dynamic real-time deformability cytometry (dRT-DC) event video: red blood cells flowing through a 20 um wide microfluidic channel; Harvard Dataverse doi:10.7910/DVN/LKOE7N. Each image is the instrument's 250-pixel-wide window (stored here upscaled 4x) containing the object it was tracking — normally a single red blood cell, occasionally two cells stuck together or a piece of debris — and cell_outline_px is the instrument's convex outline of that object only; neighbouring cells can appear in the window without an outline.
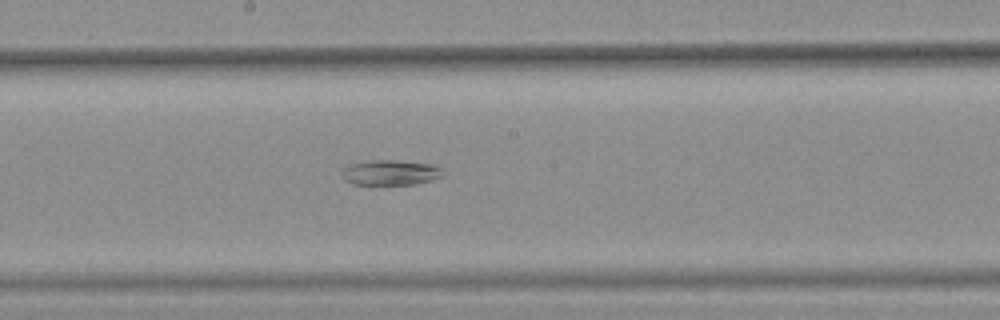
{"species": "common noctule bat (a hibernating species)", "species_latin": "Nyctalus noctula", "temperature_condition": "warm", "stored_images_in_passage": 51, "segment_of_instrument_passage": [2, 2], "camera_frame_rate_fps": 3000, "um_per_image_px": 0.085, "animal": {"sex": "female", "body_mass_g": 25.1}, "frame": {"image": 1, "passage_image": 32, "time_ms": 10.333, "image_size_px": [1000, 320], "cell_outline_px": [[444, 176], [432, 180], [416, 184], [352, 184], [344, 180], [340, 176], [340, 172], [348, 164], [368, 160], [396, 160], [432, 164], [440, 168], [444, 172]], "centroid_in_image_um": [33.15, 14.66], "position_along_channel_um": 215.0, "area_um2": 15.09}}
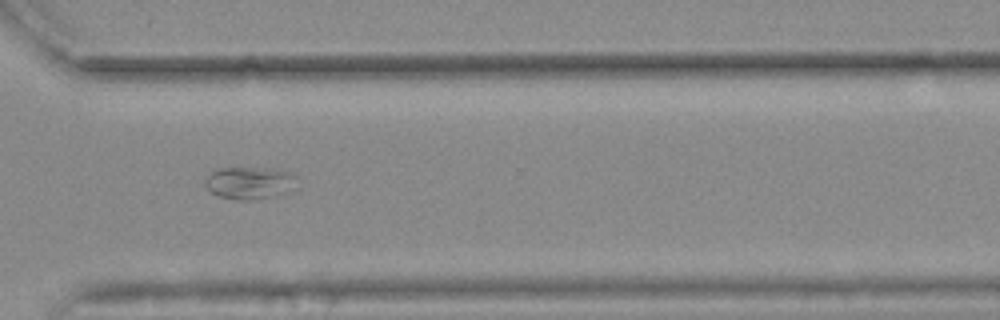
{"frame": {"image": 2, "passage_image": 43, "time_ms": 14.0, "image_size_px": [1000, 320], "cell_outline_px": [[300, 176], [288, 192], [272, 196], [248, 200], [236, 200], [216, 196], [204, 184], [204, 176], [212, 168], [276, 168], [292, 172]], "centroid_in_image_um": [21.18, 15.51], "position_along_channel_um": 349.4, "area_um2": 17.8}}
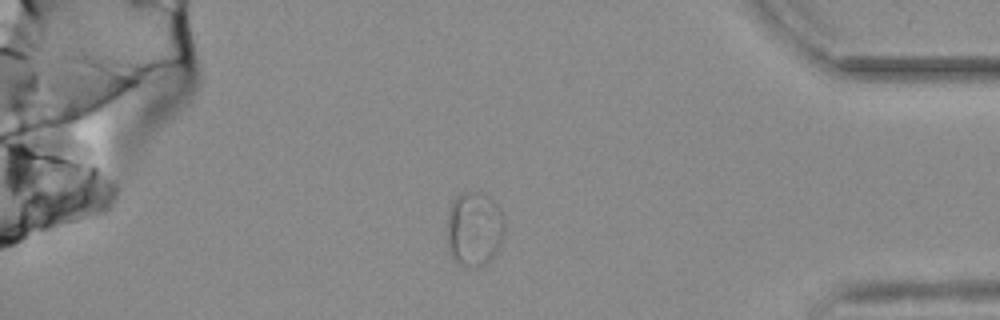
{"frame": {"image": 3, "passage_image": 49, "time_ms": 16.0, "image_size_px": [1000, 320], "cell_outline_px": [[504, 232], [500, 244], [492, 256], [488, 260], [476, 268], [468, 268], [456, 264], [448, 248], [448, 212], [452, 200], [460, 192], [480, 192], [488, 196], [496, 204], [504, 216]], "centroid_in_image_um": [40.29, 19.45], "position_along_channel_um": 394.9, "area_um2": 25.09}}